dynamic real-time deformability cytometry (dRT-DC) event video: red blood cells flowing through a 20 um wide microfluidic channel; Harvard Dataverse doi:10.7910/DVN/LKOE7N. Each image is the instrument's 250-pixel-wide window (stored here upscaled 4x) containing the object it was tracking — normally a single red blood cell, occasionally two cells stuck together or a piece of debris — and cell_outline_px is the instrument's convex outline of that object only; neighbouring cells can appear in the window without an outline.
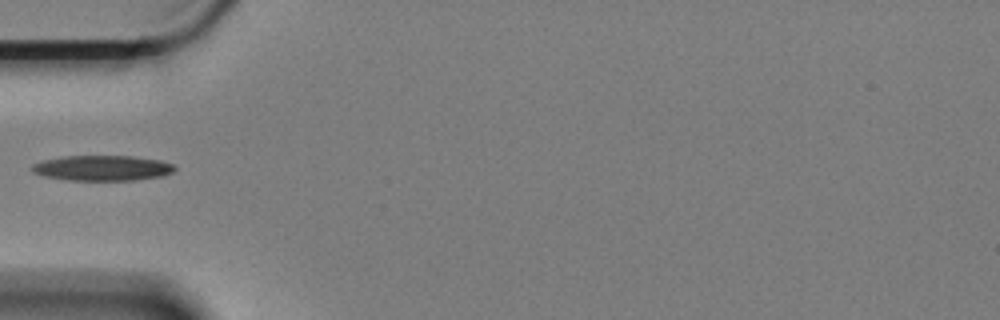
{"species": "Egyptian fruit bat (a non-hibernating species)", "species_latin": "Rousettus aegyptiacus", "temperature_condition": "cold", "stored_images_in_passage": 5, "camera_frame_rate_fps": 3000, "um_per_image_px": 0.085, "animal": {"sex": "female"}, "frame": {"image": 1, "passage_image": 5, "time_ms": 1.333, "image_size_px": [1000, 320], "cell_outline_px": [[176, 168], [172, 172], [164, 176], [136, 180], [68, 180], [44, 176], [32, 172], [32, 164], [44, 160], [64, 156], [132, 156], [160, 160], [172, 164]], "centroid_in_image_um": [8.71, 14.28], "position_along_channel_um": 76.3, "area_um2": 21.04}}